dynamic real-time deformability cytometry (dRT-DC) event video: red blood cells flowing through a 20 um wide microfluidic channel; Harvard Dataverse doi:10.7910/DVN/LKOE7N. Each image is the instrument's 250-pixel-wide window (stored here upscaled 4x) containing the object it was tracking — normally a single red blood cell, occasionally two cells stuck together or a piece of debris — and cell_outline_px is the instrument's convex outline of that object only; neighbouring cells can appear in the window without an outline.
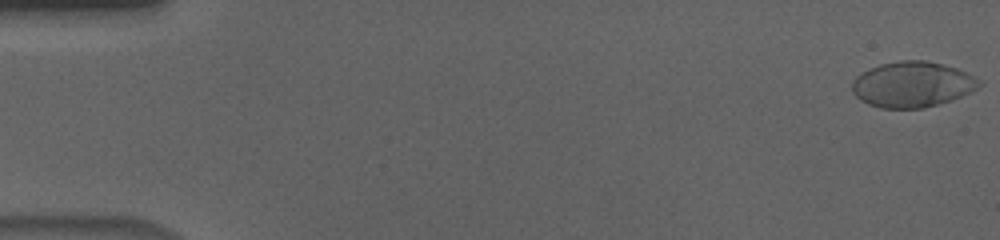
{"species": "human", "species_latin": "Homo sapiens", "temperature_condition": "cold", "stored_images_in_passage": 56, "camera_frame_rate_fps": 3000, "um_per_image_px": 0.085, "donor": {"sex": "male"}, "frame": {"image": 1, "passage_image": 1, "time_ms": 0.0, "image_size_px": [1000, 240], "cell_outline_px": [[984, 84], [952, 100], [920, 108], [880, 108], [868, 104], [860, 100], [852, 92], [852, 80], [856, 76], [880, 64], [900, 60], [924, 60], [956, 68], [980, 80]], "centroid_in_image_um": [77.51, 7.18], "position_along_channel_um": 7.5, "area_um2": 33.41}}
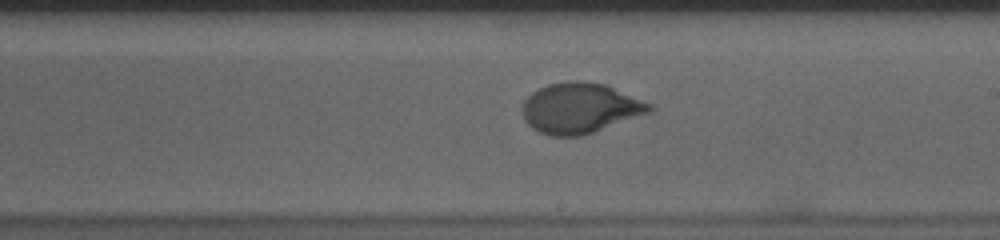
{"frame": {"image": 2, "passage_image": 33, "time_ms": 10.667, "image_size_px": [1000, 240], "cell_outline_px": [[656, 108], [652, 112], [580, 136], [552, 136], [540, 132], [532, 128], [524, 120], [520, 112], [520, 108], [524, 100], [532, 92], [548, 84], [568, 80], [580, 80], [604, 84], [652, 104]], "centroid_in_image_um": [49.27, 9.18], "position_along_channel_um": 239.7, "area_um2": 37.45}}
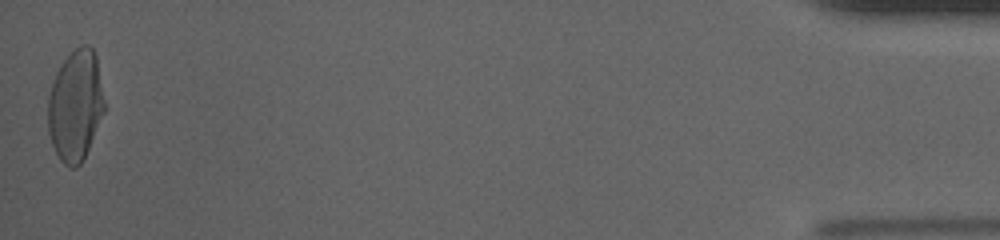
{"frame": {"image": 3, "passage_image": 56, "time_ms": 18.333, "image_size_px": [1000, 240], "cell_outline_px": [[104, 112], [88, 148], [80, 164], [76, 168], [68, 168], [60, 160], [52, 144], [48, 132], [48, 96], [52, 80], [56, 72], [64, 60], [80, 44], [88, 44], [92, 48], [96, 56], [104, 100]], "centroid_in_image_um": [6.39, 8.97], "position_along_channel_um": 428.8, "area_um2": 36.36}, "authors_computed_cell_mechanics": {"area_um2": 36.0961, "velocity_mm_per_s": 3.6544, "shape_relaxation_time_tau1_ms": 4.9183, "shape_relaxation_time_tau2_ms": null, "deformation_change_tau1": 0.1984, "deformation_change_tau2": null}}